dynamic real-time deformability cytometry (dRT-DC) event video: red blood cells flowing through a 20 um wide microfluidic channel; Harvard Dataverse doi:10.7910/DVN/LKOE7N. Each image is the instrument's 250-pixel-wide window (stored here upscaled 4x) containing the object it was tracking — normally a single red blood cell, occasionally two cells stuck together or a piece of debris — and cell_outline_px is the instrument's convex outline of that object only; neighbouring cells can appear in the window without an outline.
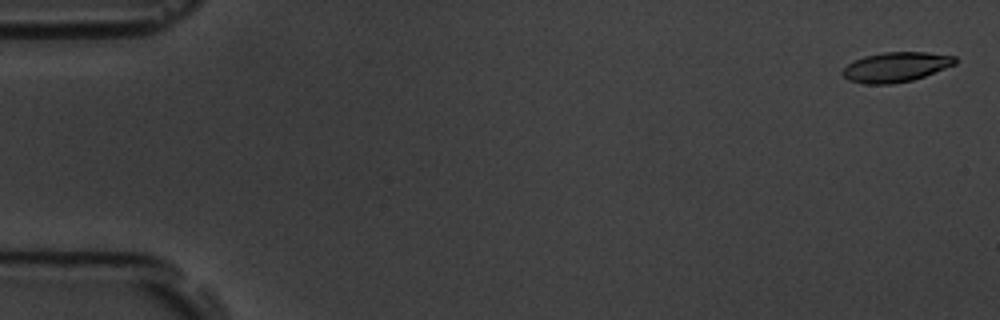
{"species": "common noctule bat (a hibernating species)", "species_latin": "Nyctalus noctula", "temperature_condition": "room temperature", "stored_images_in_passage": 7, "camera_frame_rate_fps": 3000, "um_per_image_px": 0.085, "animal": {"sex": "male", "body_mass_g": 19.5, "forearm_length_mm": 54.6}, "frame": {"image": 1, "passage_image": 1, "time_ms": 0.0, "image_size_px": [1000, 320], "cell_outline_px": [[956, 64], [924, 76], [912, 80], [892, 84], [864, 84], [848, 80], [840, 72], [848, 64], [864, 56], [884, 52], [924, 52], [956, 56]], "centroid_in_image_um": [76.14, 5.7], "position_along_channel_um": 8.9, "area_um2": 19.48}}
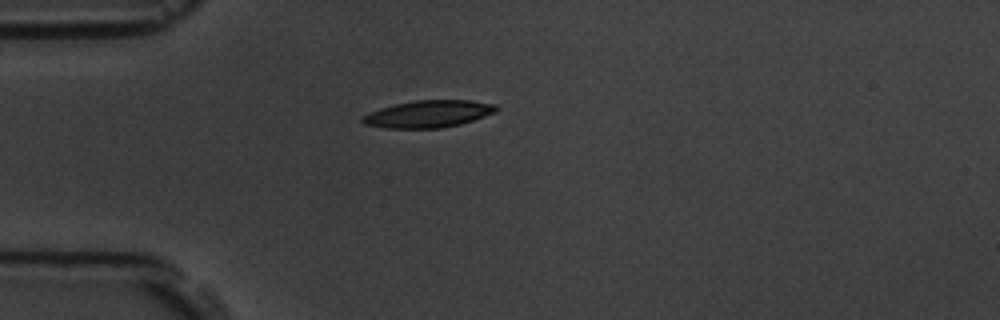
{"frame": {"image": 2, "passage_image": 5, "time_ms": 4.667, "image_size_px": [1000, 320], "cell_outline_px": [[496, 112], [460, 124], [440, 128], [384, 128], [364, 124], [360, 120], [360, 116], [368, 112], [380, 108], [396, 104], [416, 100], [472, 100], [496, 104]], "centroid_in_image_um": [36.36, 9.68], "position_along_channel_um": 48.6, "area_um2": 21.15}}
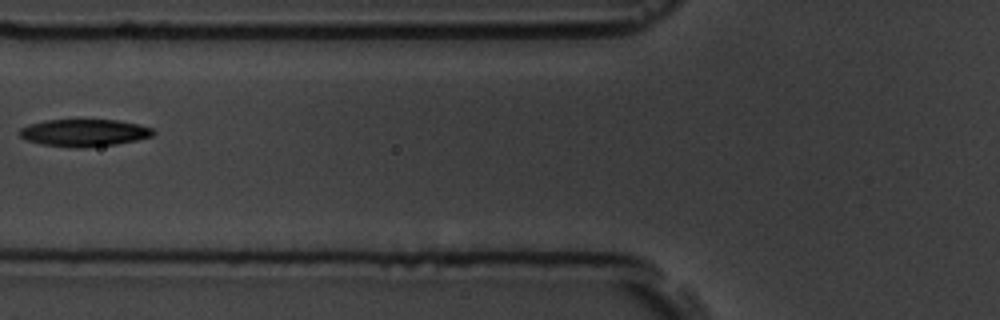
{"frame": {"image": 3, "passage_image": 7, "time_ms": 7.0, "image_size_px": [1000, 320], "cell_outline_px": [[156, 132], [152, 136], [136, 140], [116, 144], [84, 148], [76, 148], [40, 144], [28, 140], [20, 136], [20, 128], [28, 124], [44, 120], [116, 120], [140, 124], [152, 128]], "centroid_in_image_um": [7.16, 11.28], "position_along_channel_um": 118.6, "area_um2": 21.27}}